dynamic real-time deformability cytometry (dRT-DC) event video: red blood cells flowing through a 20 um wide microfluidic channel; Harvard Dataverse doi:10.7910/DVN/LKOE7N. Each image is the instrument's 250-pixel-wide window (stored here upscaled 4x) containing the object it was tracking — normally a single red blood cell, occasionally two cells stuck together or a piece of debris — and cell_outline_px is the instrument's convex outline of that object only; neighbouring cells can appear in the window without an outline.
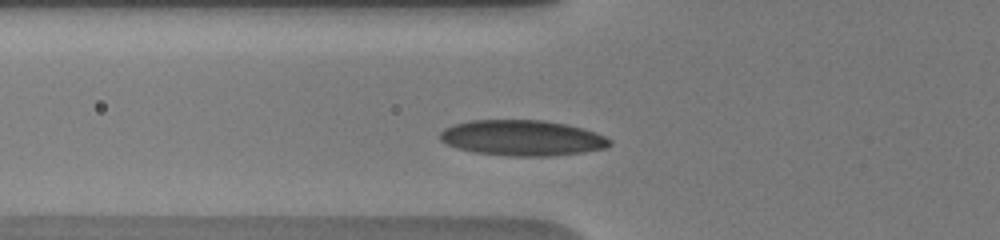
{"species": "human", "species_latin": "Homo sapiens", "temperature_condition": "warm", "stored_images_in_passage": 9, "camera_frame_rate_fps": 3000, "um_per_image_px": 0.085, "donor": {"sex": "male"}, "frame": {"image": 1, "passage_image": 2, "time_ms": 0.333, "image_size_px": [1000, 240], "cell_outline_px": [[612, 144], [604, 148], [584, 152], [548, 156], [508, 156], [476, 152], [456, 148], [440, 140], [440, 132], [444, 128], [452, 124], [468, 120], [544, 120], [584, 128], [596, 132], [612, 140]], "centroid_in_image_um": [44.38, 11.72], "position_along_channel_um": 81.4, "area_um2": 35.32}}